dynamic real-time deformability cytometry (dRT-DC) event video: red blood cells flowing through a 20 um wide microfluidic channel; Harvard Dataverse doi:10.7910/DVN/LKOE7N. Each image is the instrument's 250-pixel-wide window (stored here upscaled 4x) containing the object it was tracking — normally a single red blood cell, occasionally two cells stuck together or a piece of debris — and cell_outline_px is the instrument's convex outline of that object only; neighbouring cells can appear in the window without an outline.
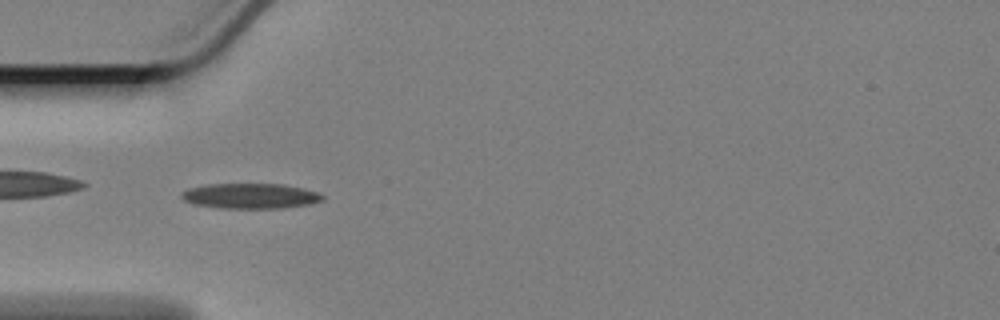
{"species": "Egyptian fruit bat (a non-hibernating species)", "species_latin": "Rousettus aegyptiacus", "temperature_condition": "cold", "stored_images_in_passage": 42, "camera_frame_rate_fps": 3000, "um_per_image_px": 0.085, "animal": {"sex": "female"}, "frame": {"image": 1, "passage_image": 1, "time_ms": 0.0, "image_size_px": [1000, 320], "cell_outline_px": [[324, 200], [312, 204], [284, 208], [220, 208], [192, 204], [184, 200], [180, 196], [188, 188], [208, 184], [284, 184], [304, 188], [316, 192], [324, 196]], "centroid_in_image_um": [21.31, 16.66], "position_along_channel_um": 63.7, "area_um2": 20.87}}
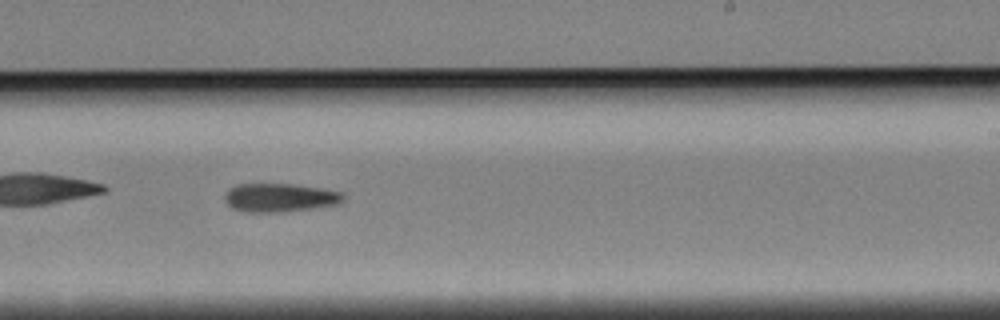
{"frame": {"image": 2, "passage_image": 19, "time_ms": 6.0, "image_size_px": [1000, 320], "cell_outline_px": [[344, 200], [336, 204], [280, 212], [244, 212], [232, 208], [224, 200], [224, 196], [236, 184], [292, 184], [320, 188], [340, 192], [344, 196]], "centroid_in_image_um": [23.74, 16.8], "position_along_channel_um": 265.3, "area_um2": 19.36}}
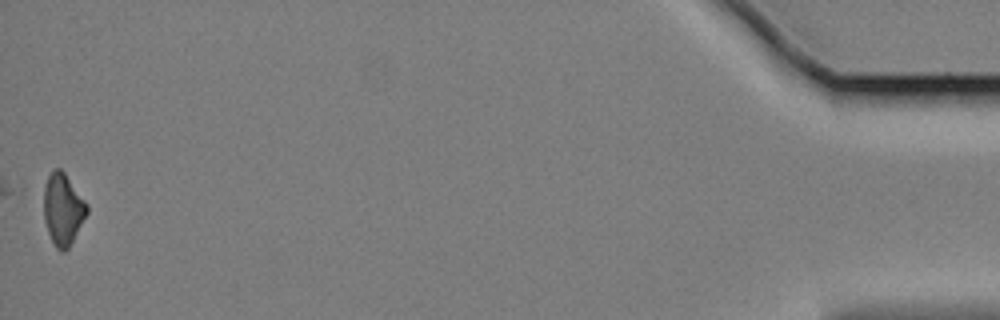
{"frame": {"image": 3, "passage_image": 42, "time_ms": 13.667, "image_size_px": [1000, 320], "cell_outline_px": [[88, 212], [68, 248], [64, 252], [60, 252], [56, 248], [48, 232], [44, 220], [44, 188], [48, 176], [56, 168], [60, 168], [64, 172], [88, 204]], "centroid_in_image_um": [5.35, 17.79], "position_along_channel_um": 429.9, "area_um2": 17.8}, "authors_computed_cell_mechanics": {"area_um2": 19.2474, "velocity_mm_per_s": 3.3642, "shape_relaxation_time_tau1_ms": 6.2021, "shape_relaxation_time_tau2_ms": null, "deformation_change_tau1": 0.136, "deformation_change_tau2": null}}